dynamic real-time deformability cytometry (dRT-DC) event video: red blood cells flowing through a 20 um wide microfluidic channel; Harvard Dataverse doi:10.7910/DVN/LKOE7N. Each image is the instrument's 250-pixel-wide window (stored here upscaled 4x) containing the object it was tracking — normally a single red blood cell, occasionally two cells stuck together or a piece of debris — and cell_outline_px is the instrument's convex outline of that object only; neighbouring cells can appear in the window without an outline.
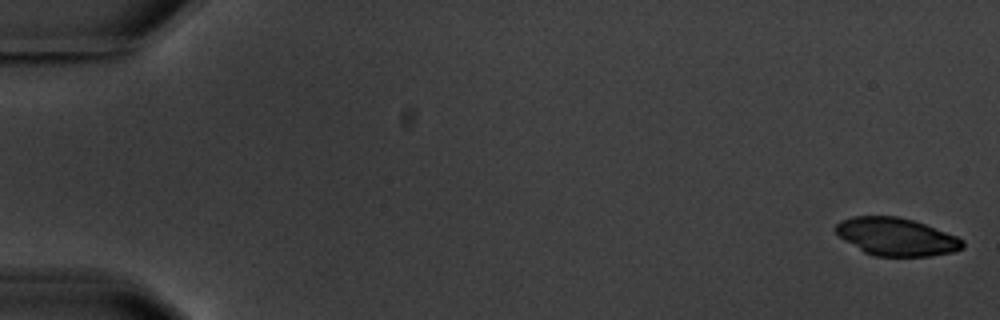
{"species": "common noctule bat (a hibernating species)", "species_latin": "Nyctalus noctula", "temperature_condition": "warm", "stored_images_in_passage": 7, "camera_frame_rate_fps": 3000, "um_per_image_px": 0.085, "animal": {"sex": "male", "body_mass_g": 20.1, "forearm_length_mm": 53.5}, "frame": {"image": 1, "passage_image": 1, "time_ms": 0.0, "image_size_px": [1000, 320], "cell_outline_px": [[964, 248], [952, 252], [928, 256], [872, 256], [864, 252], [844, 240], [836, 232], [836, 224], [840, 220], [852, 216], [896, 216], [912, 220], [924, 224], [956, 236], [964, 240]], "centroid_in_image_um": [76.17, 20.13], "position_along_channel_um": 8.8, "area_um2": 27.8}}